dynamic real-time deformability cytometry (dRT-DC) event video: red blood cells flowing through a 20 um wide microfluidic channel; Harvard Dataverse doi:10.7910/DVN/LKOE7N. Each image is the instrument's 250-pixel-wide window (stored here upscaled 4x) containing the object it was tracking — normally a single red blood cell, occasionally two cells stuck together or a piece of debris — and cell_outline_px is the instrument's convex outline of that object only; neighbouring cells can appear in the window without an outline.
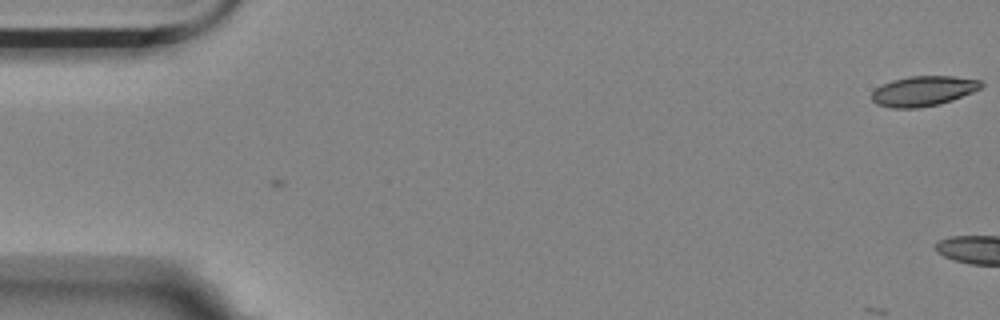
{"species": "Egyptian fruit bat (a non-hibernating species)", "species_latin": "Rousettus aegyptiacus", "temperature_condition": "room temperature", "stored_images_in_passage": 2, "camera_frame_rate_fps": 3000, "um_per_image_px": 0.085, "animal": {"sex": "female"}, "frame": {"image": 1, "passage_image": 2, "time_ms": 0.333, "image_size_px": [1000, 320], "cell_outline_px": [[984, 84], [980, 88], [972, 92], [952, 100], [940, 104], [920, 108], [892, 108], [876, 104], [872, 100], [872, 92], [880, 84], [892, 80], [908, 76], [952, 76], [980, 80]], "centroid_in_image_um": [78.45, 7.74], "position_along_channel_um": 6.6, "area_um2": 19.25}}